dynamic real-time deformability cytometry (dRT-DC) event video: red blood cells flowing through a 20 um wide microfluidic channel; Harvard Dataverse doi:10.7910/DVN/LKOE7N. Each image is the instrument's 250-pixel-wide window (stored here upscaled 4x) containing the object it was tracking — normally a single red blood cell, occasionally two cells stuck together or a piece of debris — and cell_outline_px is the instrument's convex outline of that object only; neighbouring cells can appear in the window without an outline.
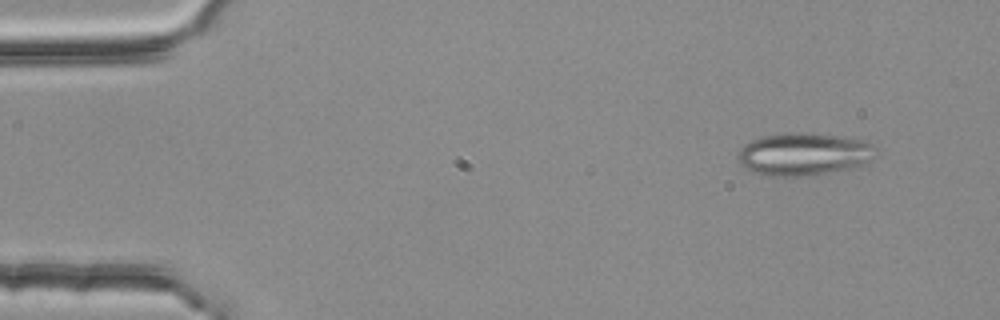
{"species": "common noctule bat (a hibernating species)", "species_latin": "Nyctalus noctula", "temperature_condition": "room temperature", "stored_images_in_passage": 4, "camera_frame_rate_fps": 3000, "um_per_image_px": 0.085, "animal": {"sex": "female", "body_mass_g": 25.1}, "frame": {"image": 1, "passage_image": 1, "time_ms": 0.0, "image_size_px": [1000, 320], "cell_outline_px": [[876, 148], [872, 160], [848, 168], [816, 176], [768, 176], [752, 172], [744, 168], [740, 164], [736, 156], [736, 152], [740, 148], [752, 140], [760, 136], [788, 132], [812, 132], [844, 136], [864, 140], [872, 144]], "centroid_in_image_um": [68.28, 13.09], "position_along_channel_um": 16.7, "area_um2": 34.91}}